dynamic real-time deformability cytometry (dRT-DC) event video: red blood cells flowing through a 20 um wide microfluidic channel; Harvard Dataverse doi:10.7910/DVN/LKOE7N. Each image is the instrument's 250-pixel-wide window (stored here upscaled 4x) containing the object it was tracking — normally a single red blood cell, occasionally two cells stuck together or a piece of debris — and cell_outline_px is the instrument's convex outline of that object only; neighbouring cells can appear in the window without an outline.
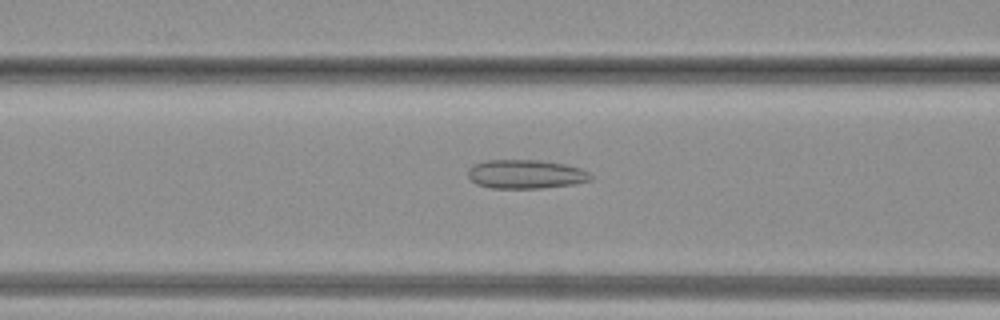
{"species": "common noctule bat (a hibernating species)", "species_latin": "Nyctalus noctula", "temperature_condition": "warm", "stored_images_in_passage": 7, "camera_frame_rate_fps": 3000, "um_per_image_px": 0.085, "animal": {"sex": "female", "body_mass_g": 19.3, "forearm_length_mm": 54.1}, "frame": {"image": 1, "passage_image": 5, "time_ms": 1.333, "image_size_px": [1000, 320], "cell_outline_px": [[592, 180], [576, 184], [544, 188], [492, 188], [476, 184], [468, 176], [468, 168], [472, 164], [484, 160], [540, 160], [564, 164], [580, 168], [588, 172], [592, 176]], "centroid_in_image_um": [44.68, 14.8], "position_along_channel_um": 121.9, "area_um2": 20.87}}